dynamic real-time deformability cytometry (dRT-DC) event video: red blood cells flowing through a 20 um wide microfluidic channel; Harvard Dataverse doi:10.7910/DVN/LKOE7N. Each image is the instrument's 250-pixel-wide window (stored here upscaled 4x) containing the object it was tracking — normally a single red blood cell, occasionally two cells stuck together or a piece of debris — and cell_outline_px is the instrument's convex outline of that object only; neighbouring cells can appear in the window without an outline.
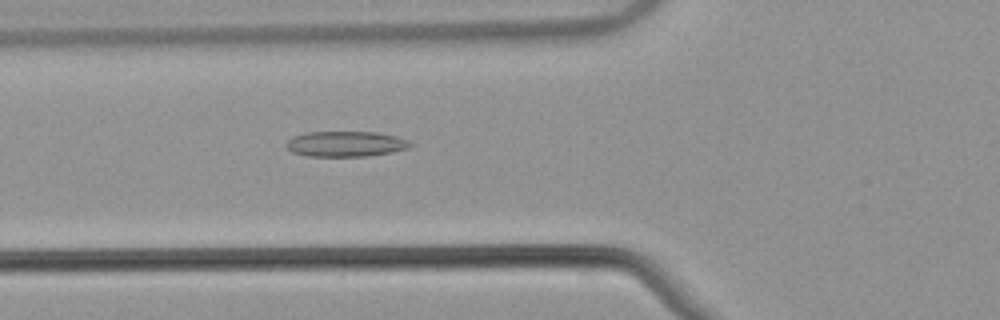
{"species": "common noctule bat (a hibernating species)", "species_latin": "Nyctalus noctula", "temperature_condition": "warm", "stored_images_in_passage": 54, "camera_frame_rate_fps": 3000, "um_per_image_px": 0.085, "animal": {"sex": "male", "body_mass_g": 21.5, "forearm_length_mm": 52.0}, "frame": {"image": 1, "passage_image": 21, "time_ms": 6.667, "image_size_px": [1000, 320], "cell_outline_px": [[412, 144], [408, 148], [392, 152], [368, 156], [308, 156], [292, 152], [284, 144], [292, 136], [304, 132], [376, 132], [396, 136], [408, 140]], "centroid_in_image_um": [29.36, 12.23], "position_along_channel_um": 96.4, "area_um2": 18.44}}
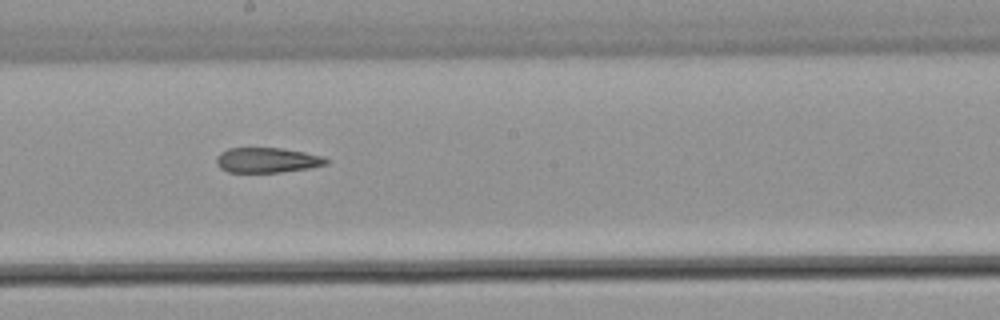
{"frame": {"image": 2, "passage_image": 31, "time_ms": 10.0, "image_size_px": [1000, 320], "cell_outline_px": [[328, 164], [308, 168], [280, 172], [228, 172], [220, 168], [216, 164], [216, 156], [220, 152], [228, 148], [280, 148], [304, 152], [324, 156], [328, 160]], "centroid_in_image_um": [22.68, 13.61], "position_along_channel_um": 225.5, "area_um2": 16.07}}
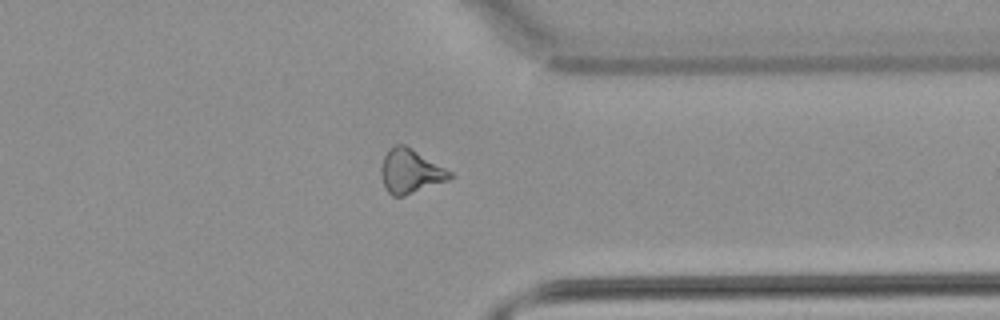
{"frame": {"image": 3, "passage_image": 43, "time_ms": 14.0, "image_size_px": [1000, 320], "cell_outline_px": [[456, 176], [448, 180], [404, 196], [392, 196], [388, 192], [384, 184], [380, 172], [380, 168], [384, 156], [388, 148], [396, 144], [404, 144], [452, 172]], "centroid_in_image_um": [34.87, 14.55], "position_along_channel_um": 376.5, "area_um2": 17.57}, "authors_computed_cell_mechanics": {"area_um2": 18.1492, "velocity_mm_per_s": 3.8681, "shape_relaxation_time_tau1_ms": null, "shape_relaxation_time_tau2_ms": 5.3606, "deformation_change_tau1": null, "deformation_change_tau2": 0.1697}}